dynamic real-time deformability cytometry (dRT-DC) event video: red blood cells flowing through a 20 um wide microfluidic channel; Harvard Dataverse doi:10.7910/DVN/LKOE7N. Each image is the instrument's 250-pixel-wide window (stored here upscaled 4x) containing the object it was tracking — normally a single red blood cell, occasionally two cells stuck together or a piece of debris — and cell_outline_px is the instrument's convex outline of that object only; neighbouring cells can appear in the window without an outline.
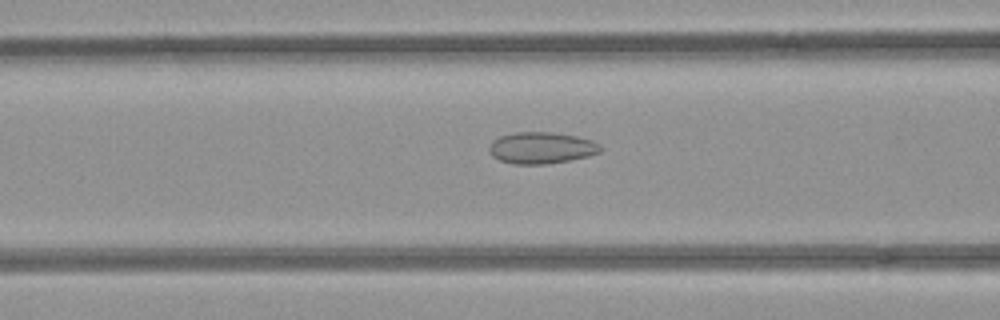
{"species": "common noctule bat (a hibernating species)", "species_latin": "Nyctalus noctula", "temperature_condition": "room temperature", "stored_images_in_passage": 22, "camera_frame_rate_fps": 3000, "um_per_image_px": 0.085, "animal": {"sex": "female", "body_mass_g": 21.9}, "frame": {"image": 1, "passage_image": 16, "time_ms": 5.0, "image_size_px": [1000, 320], "cell_outline_px": [[600, 152], [588, 156], [568, 160], [544, 164], [512, 164], [500, 160], [492, 156], [488, 152], [488, 148], [492, 140], [500, 136], [516, 132], [552, 132], [576, 136], [592, 140], [600, 144]], "centroid_in_image_um": [45.98, 12.56], "position_along_channel_um": 120.6, "area_um2": 20.46}}
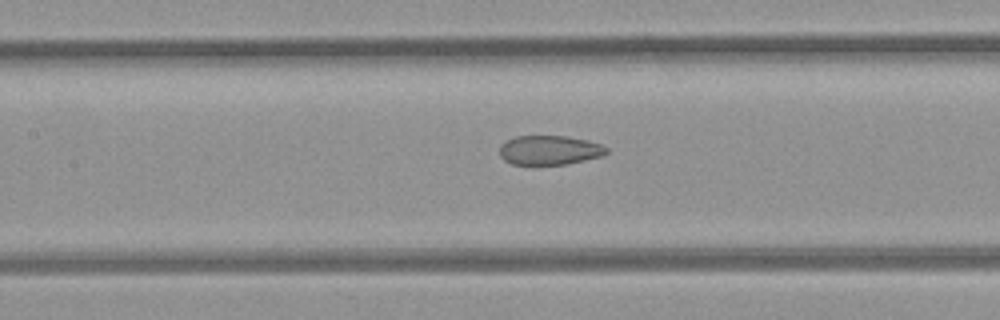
{"frame": {"image": 2, "passage_image": 19, "time_ms": 6.0, "image_size_px": [1000, 320], "cell_outline_px": [[608, 152], [604, 156], [568, 164], [532, 168], [512, 164], [504, 160], [500, 156], [500, 144], [504, 140], [516, 136], [568, 136], [588, 140], [600, 144], [608, 148]], "centroid_in_image_um": [46.67, 12.81], "position_along_channel_um": 160.7, "area_um2": 19.31}}